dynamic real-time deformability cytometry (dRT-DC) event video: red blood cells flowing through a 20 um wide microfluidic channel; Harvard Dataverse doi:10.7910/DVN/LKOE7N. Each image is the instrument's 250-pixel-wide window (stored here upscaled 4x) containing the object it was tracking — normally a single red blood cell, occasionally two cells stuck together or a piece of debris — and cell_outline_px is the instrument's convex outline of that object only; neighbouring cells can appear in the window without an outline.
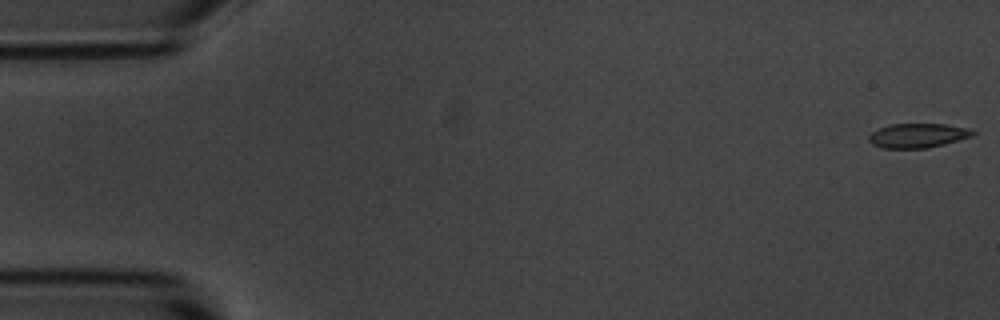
{"species": "common noctule bat (a hibernating species)", "species_latin": "Nyctalus noctula", "temperature_condition": "room temperature", "stored_images_in_passage": 55, "camera_frame_rate_fps": 3000, "um_per_image_px": 0.085, "animal": {"sex": "male", "body_mass_g": 20.1, "forearm_length_mm": 53.5}, "frame": {"image": 1, "passage_image": 1, "time_ms": 0.0, "image_size_px": [1000, 320], "cell_outline_px": [[976, 132], [972, 136], [944, 144], [928, 148], [884, 148], [872, 144], [868, 140], [868, 136], [872, 132], [880, 128], [892, 124], [944, 124], [968, 128]], "centroid_in_image_um": [78.0, 11.52], "position_along_channel_um": 7.0, "area_um2": 14.62}}
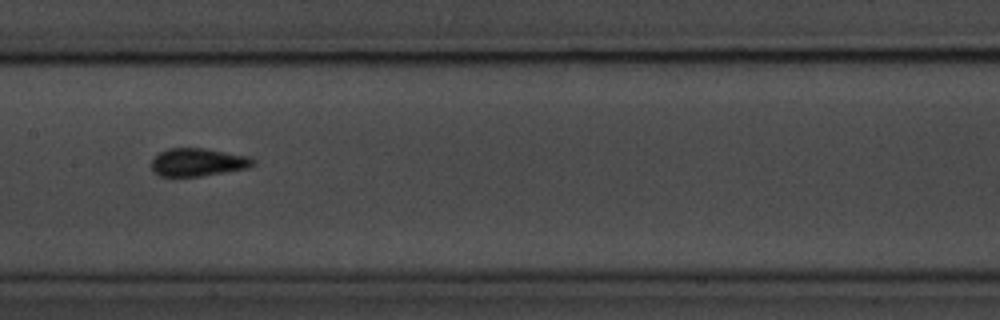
{"frame": {"image": 2, "passage_image": 27, "time_ms": 8.667, "image_size_px": [1000, 320], "cell_outline_px": [[256, 164], [248, 168], [200, 176], [160, 176], [152, 172], [152, 160], [160, 152], [168, 148], [204, 148], [248, 156], [256, 160]], "centroid_in_image_um": [16.83, 13.79], "position_along_channel_um": 190.6, "area_um2": 16.53}}
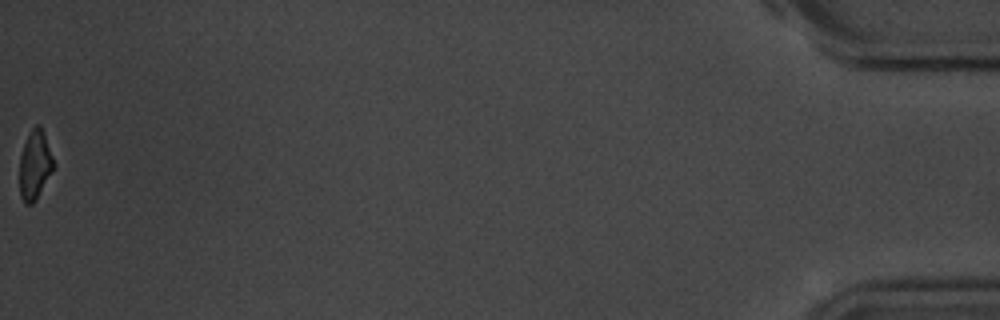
{"frame": {"image": 3, "passage_image": 55, "time_ms": 18.0, "image_size_px": [1000, 320], "cell_outline_px": [[56, 164], [36, 200], [32, 204], [24, 204], [20, 196], [20, 156], [24, 144], [32, 128], [36, 124], [40, 124], [44, 132]], "centroid_in_image_um": [2.98, 14.02], "position_along_channel_um": 432.2, "area_um2": 13.76}, "authors_computed_cell_mechanics": {"area_um2": 15.4904, "velocity_mm_per_s": 3.6766, "shape_relaxation_time_tau1_ms": 3.1281, "shape_relaxation_time_tau2_ms": null, "deformation_change_tau1": 0.1059, "deformation_change_tau2": null}}